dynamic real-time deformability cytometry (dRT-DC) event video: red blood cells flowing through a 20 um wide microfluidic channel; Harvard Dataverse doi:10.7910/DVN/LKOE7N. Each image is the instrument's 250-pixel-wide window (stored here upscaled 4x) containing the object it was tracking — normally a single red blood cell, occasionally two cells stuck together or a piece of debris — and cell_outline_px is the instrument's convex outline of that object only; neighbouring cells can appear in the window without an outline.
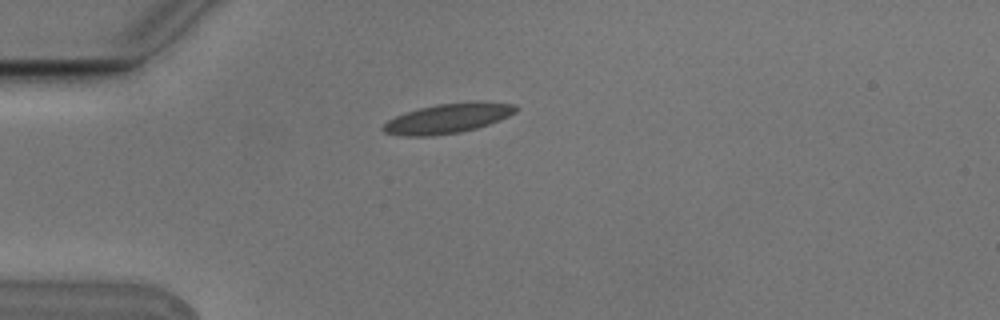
{"species": "Egyptian fruit bat (a non-hibernating species)", "species_latin": "Rousettus aegyptiacus", "temperature_condition": "cold", "stored_images_in_passage": 4, "camera_frame_rate_fps": 3000, "um_per_image_px": 0.085, "animal": {"sex": "male"}, "frame": {"image": 1, "passage_image": 2, "time_ms": 0.333, "image_size_px": [1000, 320], "cell_outline_px": [[520, 108], [516, 112], [500, 120], [476, 128], [460, 132], [432, 136], [404, 136], [384, 132], [380, 128], [388, 120], [396, 116], [420, 108], [436, 104], [472, 100], [484, 100], [516, 104]], "centroid_in_image_um": [38.14, 10.03], "position_along_channel_um": 46.9, "area_um2": 23.35}}